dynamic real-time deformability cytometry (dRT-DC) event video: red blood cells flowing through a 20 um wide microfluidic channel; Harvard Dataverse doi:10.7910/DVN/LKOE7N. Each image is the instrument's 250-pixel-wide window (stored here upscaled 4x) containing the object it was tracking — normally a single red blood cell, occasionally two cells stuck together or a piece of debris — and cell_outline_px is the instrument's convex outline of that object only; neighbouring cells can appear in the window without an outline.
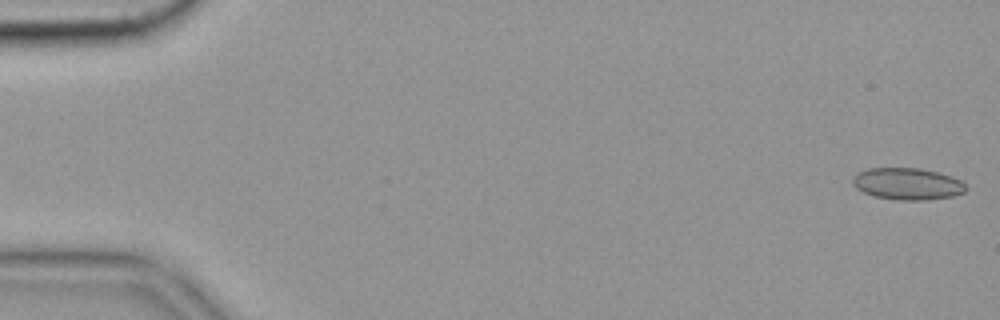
{"species": "common noctule bat (a hibernating species)", "species_latin": "Nyctalus noctula", "temperature_condition": "cold", "stored_images_in_passage": 57, "camera_frame_rate_fps": 3000, "um_per_image_px": 0.085, "animal": {"sex": "female", "body_mass_g": 19.9}, "frame": {"image": 1, "passage_image": 1, "time_ms": 0.0, "image_size_px": [1000, 320], "cell_outline_px": [[968, 188], [964, 192], [952, 196], [928, 200], [896, 200], [876, 196], [864, 192], [856, 188], [852, 184], [852, 180], [860, 172], [868, 168], [920, 168], [940, 172], [952, 176], [960, 180]], "centroid_in_image_um": [77.17, 15.62], "position_along_channel_um": 7.8, "area_um2": 20.98}, "authors_computed_cell_mechanics": {"area_um2": 20.1722, "velocity_mm_per_s": 3.5417, "shape_relaxation_time_tau1_ms": null, "shape_relaxation_time_tau2_ms": 1.798, "deformation_change_tau1": null, "deformation_change_tau2": 0.067}}